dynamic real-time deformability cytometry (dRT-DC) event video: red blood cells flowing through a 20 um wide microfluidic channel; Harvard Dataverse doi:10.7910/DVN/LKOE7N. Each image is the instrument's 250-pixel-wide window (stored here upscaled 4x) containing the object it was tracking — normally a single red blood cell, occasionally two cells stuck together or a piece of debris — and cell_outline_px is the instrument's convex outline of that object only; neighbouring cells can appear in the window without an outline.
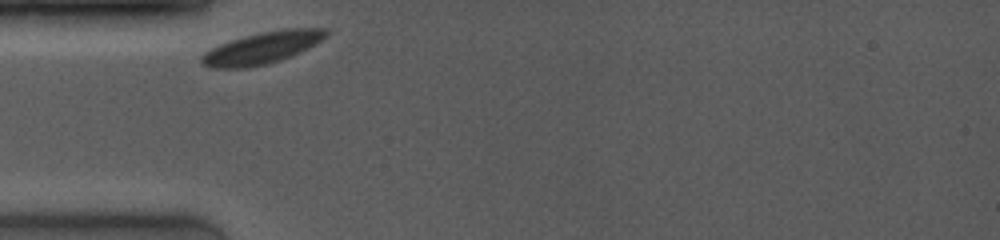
{"species": "common noctule bat (a hibernating species)", "species_latin": "Nyctalus noctula", "temperature_condition": "room temperature", "stored_images_in_passage": 47, "camera_frame_rate_fps": 4000, "um_per_image_px": 0.085, "animal": {"sex": "female", "body_mass_g": 19.0, "forearm_length_mm": 53.3}, "frame": {"image": 1, "passage_image": 1, "time_ms": 0.0, "image_size_px": [1000, 240], "cell_outline_px": [[328, 36], [316, 44], [300, 52], [280, 60], [268, 64], [244, 68], [212, 68], [204, 64], [200, 60], [200, 56], [204, 52], [220, 44], [244, 36], [260, 32], [284, 28], [328, 28]], "centroid_in_image_um": [22.32, 4.06], "position_along_channel_um": 62.7, "area_um2": 23.18}}
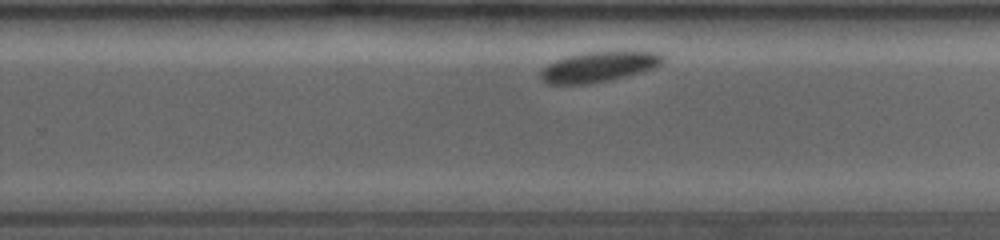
{"frame": {"image": 2, "passage_image": 30, "time_ms": 6.0, "image_size_px": [1000, 240], "cell_outline_px": [[664, 60], [660, 64], [652, 68], [640, 72], [612, 80], [592, 84], [548, 84], [540, 80], [540, 72], [548, 64], [556, 60], [568, 56], [588, 52], [660, 52], [664, 56]], "centroid_in_image_um": [50.87, 5.7], "position_along_channel_um": 278.9, "area_um2": 21.39}}
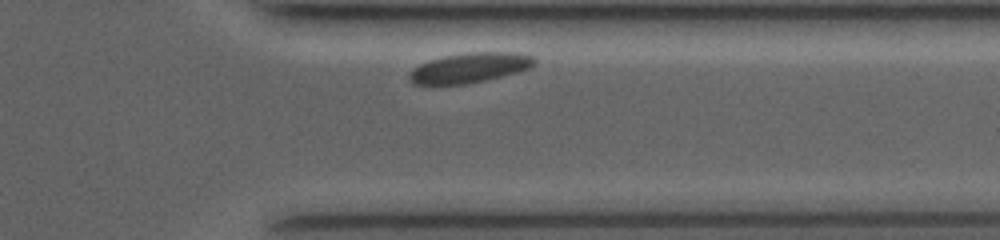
{"frame": {"image": 3, "passage_image": 43, "time_ms": 8.5, "image_size_px": [1000, 240], "cell_outline_px": [[536, 64], [528, 68], [516, 72], [488, 80], [468, 84], [412, 84], [408, 80], [408, 72], [420, 64], [428, 60], [444, 56], [472, 52], [520, 52], [536, 56]], "centroid_in_image_um": [39.94, 5.75], "position_along_channel_um": 371.5, "area_um2": 22.08}, "authors_computed_cell_mechanics": {"area_um2": 22.5998, "velocity_mm_per_s": 3.6327, "shape_relaxation_time_tau1_ms": 1.3575, "shape_relaxation_time_tau2_ms": null, "deformation_change_tau1": 0.0693, "deformation_change_tau2": null}}